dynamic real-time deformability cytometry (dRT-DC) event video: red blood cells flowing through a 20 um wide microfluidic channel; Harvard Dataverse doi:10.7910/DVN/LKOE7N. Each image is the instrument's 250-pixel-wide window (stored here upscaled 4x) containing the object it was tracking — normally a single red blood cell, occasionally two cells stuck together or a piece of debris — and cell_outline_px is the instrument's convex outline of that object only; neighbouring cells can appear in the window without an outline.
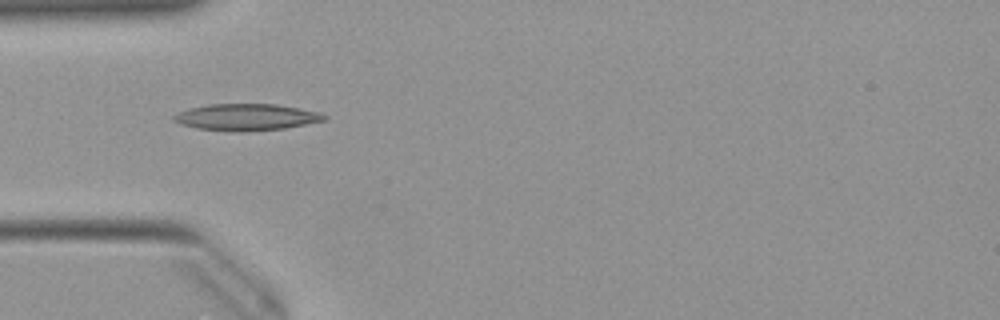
{"species": "Egyptian fruit bat (a non-hibernating species)", "species_latin": "Rousettus aegyptiacus", "temperature_condition": "warm", "stored_images_in_passage": 6, "camera_frame_rate_fps": 3000, "um_per_image_px": 0.085, "animal": {"sex": "female"}, "frame": {"image": 1, "passage_image": 1, "time_ms": 0.0, "image_size_px": [1000, 320], "cell_outline_px": [[328, 116], [324, 120], [284, 128], [240, 132], [236, 132], [196, 128], [180, 124], [172, 120], [172, 116], [188, 108], [208, 104], [276, 104], [300, 108], [320, 112]], "centroid_in_image_um": [20.91, 9.95], "position_along_channel_um": 64.1, "area_um2": 23.35}}